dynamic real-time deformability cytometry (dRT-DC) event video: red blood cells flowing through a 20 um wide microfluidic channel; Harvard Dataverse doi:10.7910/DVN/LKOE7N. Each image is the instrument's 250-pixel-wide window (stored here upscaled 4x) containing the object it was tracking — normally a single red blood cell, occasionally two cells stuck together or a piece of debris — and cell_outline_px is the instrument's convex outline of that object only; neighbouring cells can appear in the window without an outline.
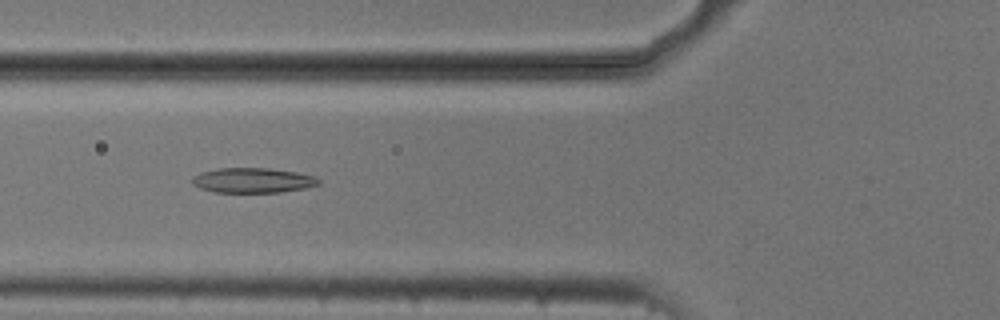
{"species": "common noctule bat (a hibernating species)", "species_latin": "Nyctalus noctula", "temperature_condition": "cold", "stored_images_in_passage": 53, "camera_frame_rate_fps": 3000, "um_per_image_px": 0.085, "animal": {"sex": "male", "body_mass_g": 20.5, "forearm_length_mm": 52.5}, "frame": {"image": 1, "passage_image": 20, "time_ms": 6.333, "image_size_px": [1000, 320], "cell_outline_px": [[320, 184], [304, 188], [280, 192], [212, 192], [200, 188], [192, 184], [192, 176], [200, 172], [216, 168], [268, 168], [296, 172], [316, 176], [320, 180]], "centroid_in_image_um": [21.46, 15.32], "position_along_channel_um": 104.3, "area_um2": 18.5}}
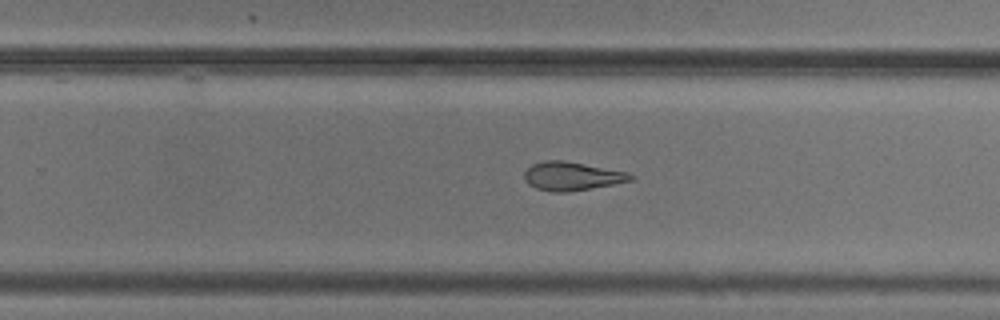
{"frame": {"image": 2, "passage_image": 34, "time_ms": 11.0, "image_size_px": [1000, 320], "cell_outline_px": [[636, 176], [632, 180], [612, 184], [568, 192], [552, 192], [536, 188], [528, 184], [524, 180], [524, 172], [532, 164], [544, 160], [564, 160], [628, 172]], "centroid_in_image_um": [48.59, 14.97], "position_along_channel_um": 281.2, "area_um2": 17.69}}
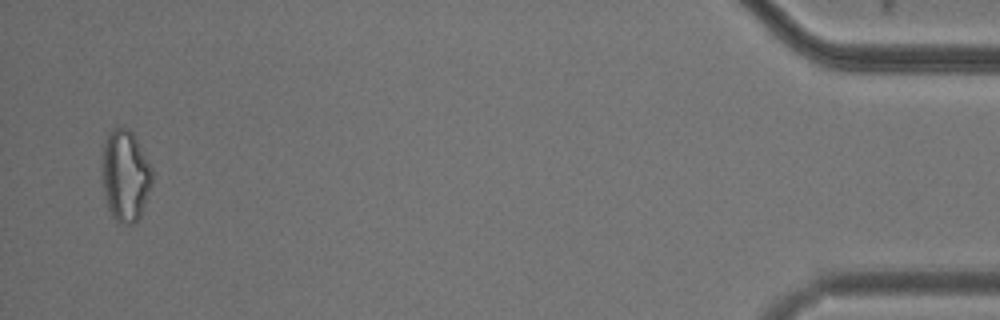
{"frame": {"image": 3, "passage_image": 52, "time_ms": 17.0, "image_size_px": [1000, 320], "cell_outline_px": [[152, 184], [140, 216], [136, 224], [124, 224], [116, 220], [112, 216], [108, 208], [104, 196], [100, 172], [100, 160], [104, 140], [108, 132], [116, 124], [128, 128], [132, 132], [152, 168]], "centroid_in_image_um": [10.6, 14.89], "position_along_channel_um": 424.6, "area_um2": 27.51}, "authors_computed_cell_mechanics": {"area_um2": 19.941, "velocity_mm_per_s": 3.7879, "shape_relaxation_time_tau1_ms": 9.8488, "shape_relaxation_time_tau2_ms": 3.257, "deformation_change_tau1": 0.2273, "deformation_change_tau2": 0.111}}